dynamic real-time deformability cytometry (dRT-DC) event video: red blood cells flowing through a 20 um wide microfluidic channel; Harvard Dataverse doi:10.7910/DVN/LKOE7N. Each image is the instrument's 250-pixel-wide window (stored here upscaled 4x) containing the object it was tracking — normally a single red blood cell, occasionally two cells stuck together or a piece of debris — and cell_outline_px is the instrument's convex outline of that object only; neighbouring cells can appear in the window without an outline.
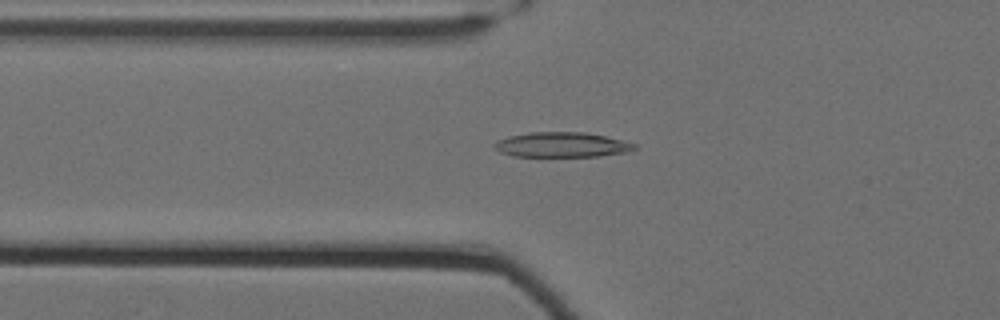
{"species": "Egyptian fruit bat (a non-hibernating species)", "species_latin": "Rousettus aegyptiacus", "temperature_condition": "cold", "stored_images_in_passage": 61, "camera_frame_rate_fps": 3000, "um_per_image_px": 0.085, "animal": {"sex": "female"}, "frame": {"image": 1, "passage_image": 25, "time_ms": 8.0, "image_size_px": [1000, 320], "cell_outline_px": [[636, 148], [628, 152], [600, 156], [512, 156], [500, 152], [492, 144], [496, 140], [508, 136], [528, 132], [584, 132], [604, 136], [636, 144]], "centroid_in_image_um": [47.71, 12.3], "position_along_channel_um": 78.1, "area_um2": 20.35}}
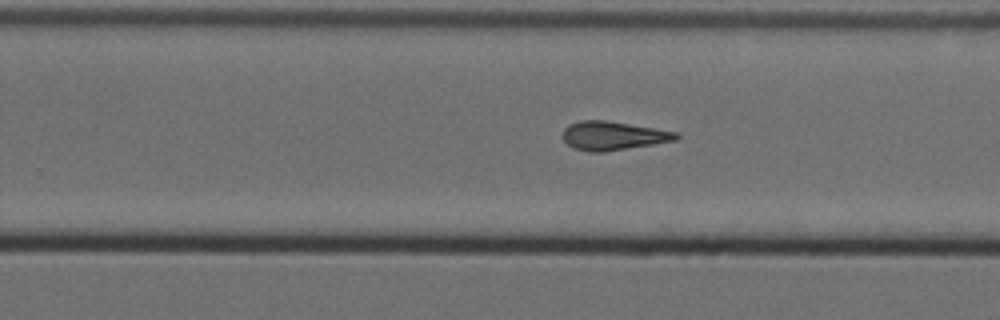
{"frame": {"image": 2, "passage_image": 42, "time_ms": 13.667, "image_size_px": [1000, 320], "cell_outline_px": [[680, 136], [676, 140], [604, 152], [588, 152], [572, 148], [560, 136], [564, 128], [568, 124], [580, 120], [604, 120], [676, 132]], "centroid_in_image_um": [52.02, 11.54], "position_along_channel_um": 277.8, "area_um2": 18.9}}
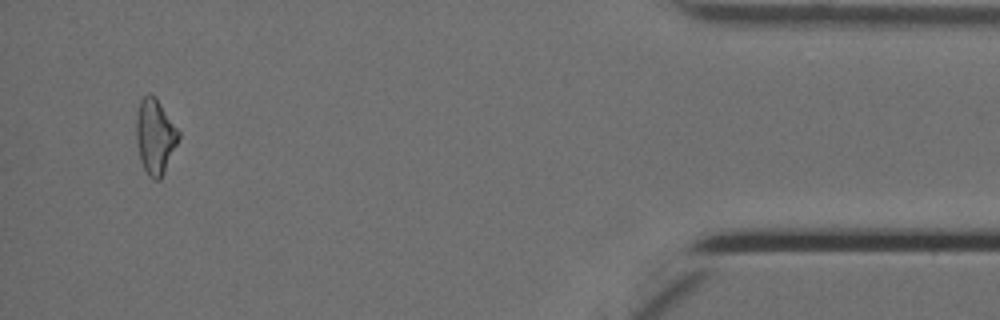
{"frame": {"image": 3, "passage_image": 59, "time_ms": 19.333, "image_size_px": [1000, 320], "cell_outline_px": [[180, 136], [164, 172], [160, 180], [152, 180], [148, 176], [140, 160], [136, 144], [136, 116], [140, 100], [148, 92], [152, 92], [156, 96], [180, 132]], "centroid_in_image_um": [13.16, 11.56], "position_along_channel_um": 422.0, "area_um2": 18.73}, "authors_computed_cell_mechanics": {"area_um2": 19.1318, "velocity_mm_per_s": 3.5167, "shape_relaxation_time_tau1_ms": null, "shape_relaxation_time_tau2_ms": 3.2246, "deformation_change_tau1": null, "deformation_change_tau2": 0.1093}}